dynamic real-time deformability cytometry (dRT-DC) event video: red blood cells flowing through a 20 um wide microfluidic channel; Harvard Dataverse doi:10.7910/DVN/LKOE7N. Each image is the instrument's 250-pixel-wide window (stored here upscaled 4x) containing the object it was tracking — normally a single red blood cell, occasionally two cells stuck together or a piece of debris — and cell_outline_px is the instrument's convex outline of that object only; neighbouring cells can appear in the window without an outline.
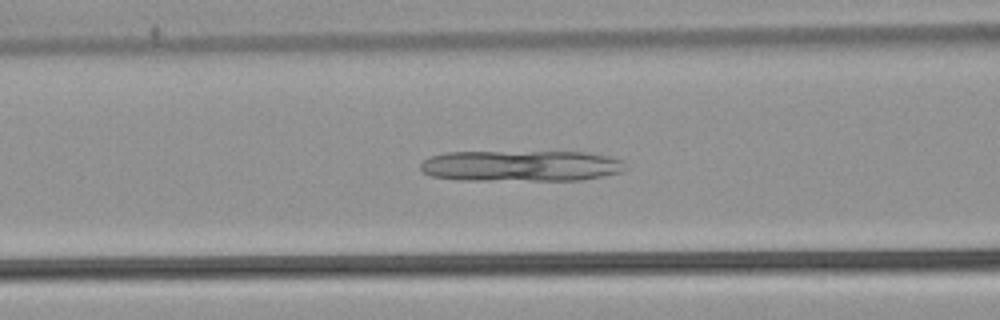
{"species": "common noctule bat (a hibernating species)", "species_latin": "Nyctalus noctula", "temperature_condition": "warm", "stored_images_in_passage": 46, "camera_frame_rate_fps": 3000, "um_per_image_px": 0.085, "animal": {"sex": "male", "body_mass_g": 21.5, "forearm_length_mm": 52.0}, "frame": {"image": 1, "passage_image": 14, "time_ms": 4.333, "image_size_px": [1000, 320], "cell_outline_px": [[628, 168], [620, 172], [604, 176], [580, 180], [456, 180], [432, 176], [424, 172], [420, 168], [420, 164], [424, 160], [432, 156], [444, 152], [588, 152], [612, 156], [624, 160]], "centroid_in_image_um": [44.34, 14.1], "position_along_channel_um": 122.3, "area_um2": 37.45}}
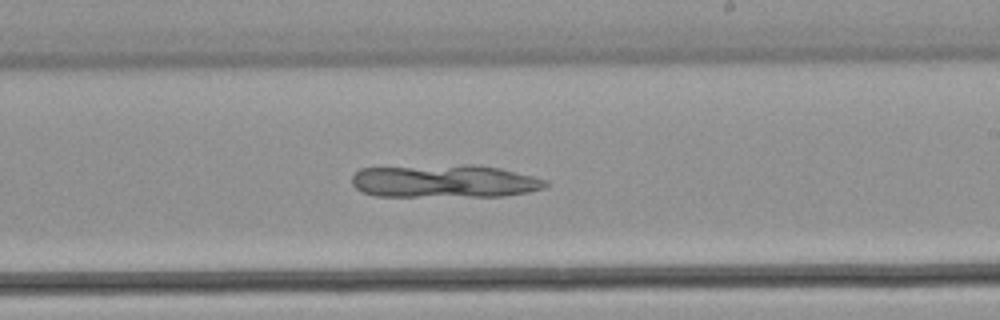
{"frame": {"image": 2, "passage_image": 24, "time_ms": 7.667, "image_size_px": [1000, 320], "cell_outline_px": [[548, 184], [544, 188], [528, 192], [504, 196], [376, 196], [364, 192], [356, 188], [352, 184], [352, 176], [360, 168], [464, 164], [476, 164], [500, 168], [548, 180]], "centroid_in_image_um": [37.8, 15.39], "position_along_channel_um": 251.2, "area_um2": 37.4}}
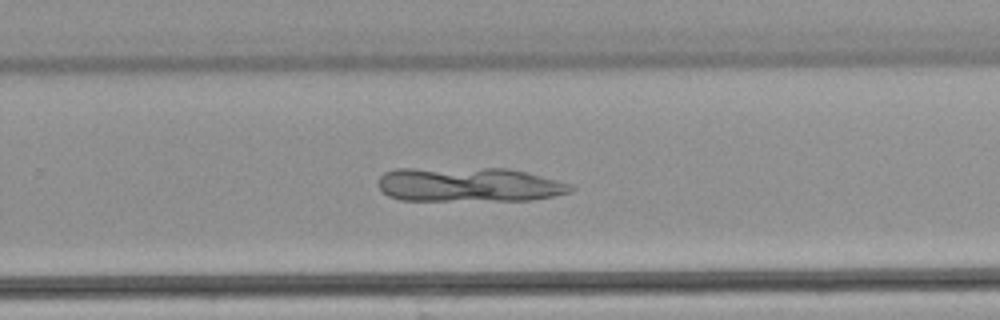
{"frame": {"image": 3, "passage_image": 27, "time_ms": 8.667, "image_size_px": [1000, 320], "cell_outline_px": [[576, 188], [572, 192], [532, 200], [400, 200], [388, 196], [376, 184], [380, 176], [384, 172], [396, 168], [508, 168], [572, 184]], "centroid_in_image_um": [39.83, 15.69], "position_along_channel_um": 290.0, "area_um2": 38.84}}